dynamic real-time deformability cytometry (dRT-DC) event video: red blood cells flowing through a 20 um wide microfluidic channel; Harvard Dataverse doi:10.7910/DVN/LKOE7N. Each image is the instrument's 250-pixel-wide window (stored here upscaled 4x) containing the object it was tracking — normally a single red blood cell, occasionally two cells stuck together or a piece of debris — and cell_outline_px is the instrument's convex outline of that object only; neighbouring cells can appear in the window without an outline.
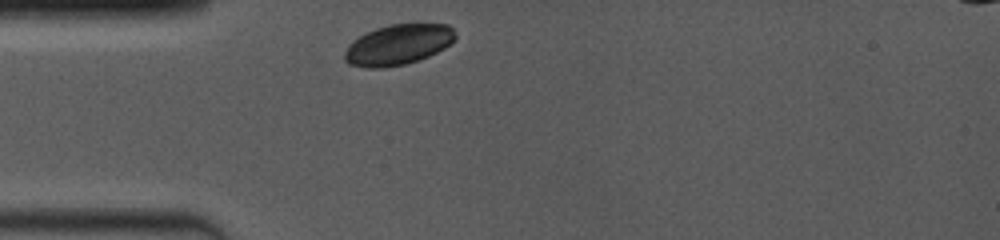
{"species": "common noctule bat (a hibernating species)", "species_latin": "Nyctalus noctula", "temperature_condition": "room temperature", "stored_images_in_passage": 15, "camera_frame_rate_fps": 4000, "um_per_image_px": 0.085, "animal": {"sex": "female", "body_mass_g": 19.0, "forearm_length_mm": 53.3}, "frame": {"image": 1, "passage_image": 1, "time_ms": 0.0, "image_size_px": [1000, 240], "cell_outline_px": [[456, 36], [444, 48], [420, 60], [408, 64], [384, 68], [368, 68], [348, 64], [344, 60], [344, 52], [348, 44], [352, 40], [376, 28], [388, 24], [448, 24], [456, 32]], "centroid_in_image_um": [33.81, 3.81], "position_along_channel_um": 51.2, "area_um2": 26.24}}
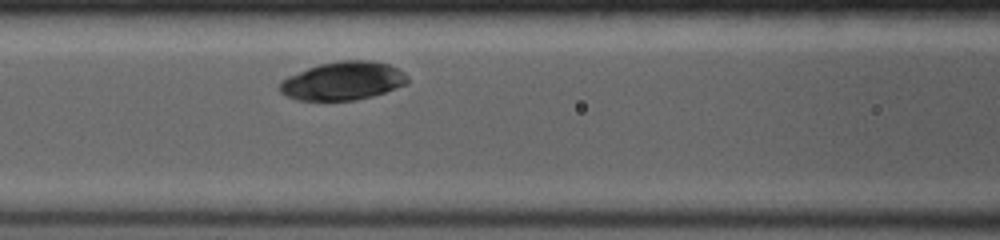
{"frame": {"image": 2, "passage_image": 7, "time_ms": 2.5, "image_size_px": [1000, 240], "cell_outline_px": [[408, 84], [372, 96], [356, 100], [296, 100], [280, 92], [280, 80], [288, 76], [308, 68], [320, 64], [340, 60], [372, 60], [388, 64], [404, 72], [408, 76]], "centroid_in_image_um": [29.16, 6.87], "position_along_channel_um": 137.4, "area_um2": 28.55}}
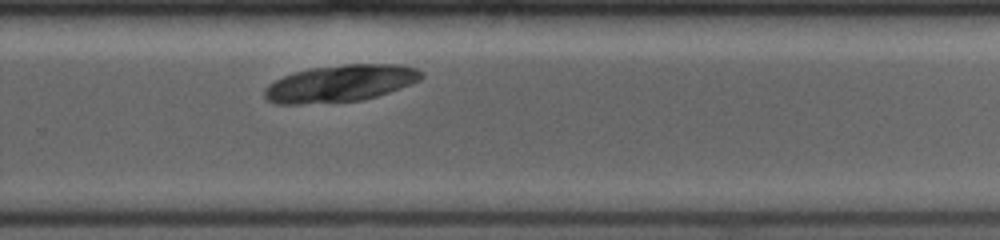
{"frame": {"image": 3, "passage_image": 15, "time_ms": 6.75, "image_size_px": [1000, 240], "cell_outline_px": [[424, 76], [420, 80], [400, 88], [364, 100], [300, 104], [276, 104], [268, 100], [264, 96], [264, 88], [268, 84], [284, 76], [308, 68], [344, 64], [396, 64], [416, 68], [424, 72]], "centroid_in_image_um": [28.93, 7.08], "position_along_channel_um": 300.9, "area_um2": 33.76}}